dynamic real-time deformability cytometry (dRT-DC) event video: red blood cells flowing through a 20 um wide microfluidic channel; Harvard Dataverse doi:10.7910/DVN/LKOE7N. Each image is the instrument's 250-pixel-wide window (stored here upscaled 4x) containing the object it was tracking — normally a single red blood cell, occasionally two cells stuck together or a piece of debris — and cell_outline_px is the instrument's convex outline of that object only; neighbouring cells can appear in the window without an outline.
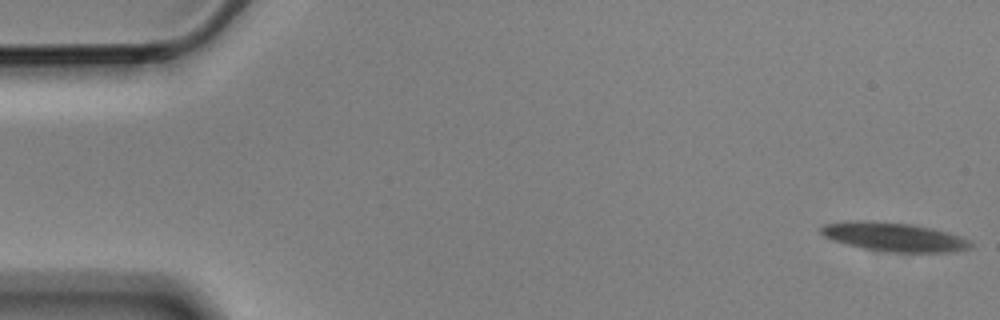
{"species": "Egyptian fruit bat (a non-hibernating species)", "species_latin": "Rousettus aegyptiacus", "temperature_condition": "cold", "stored_images_in_passage": 4, "segment_of_instrument_passage": [2, 2], "camera_frame_rate_fps": 3000, "um_per_image_px": 0.085, "animal": {"sex": "male"}, "frame": {"image": 1, "passage_image": 4, "time_ms": 1.0, "image_size_px": [1000, 320], "cell_outline_px": [[972, 248], [956, 252], [888, 252], [864, 248], [832, 240], [824, 236], [820, 232], [820, 228], [824, 224], [856, 220], [876, 220], [912, 224], [932, 228], [960, 236], [972, 240]], "centroid_in_image_um": [76.03, 20.13], "position_along_channel_um": 9.0, "area_um2": 25.37}}